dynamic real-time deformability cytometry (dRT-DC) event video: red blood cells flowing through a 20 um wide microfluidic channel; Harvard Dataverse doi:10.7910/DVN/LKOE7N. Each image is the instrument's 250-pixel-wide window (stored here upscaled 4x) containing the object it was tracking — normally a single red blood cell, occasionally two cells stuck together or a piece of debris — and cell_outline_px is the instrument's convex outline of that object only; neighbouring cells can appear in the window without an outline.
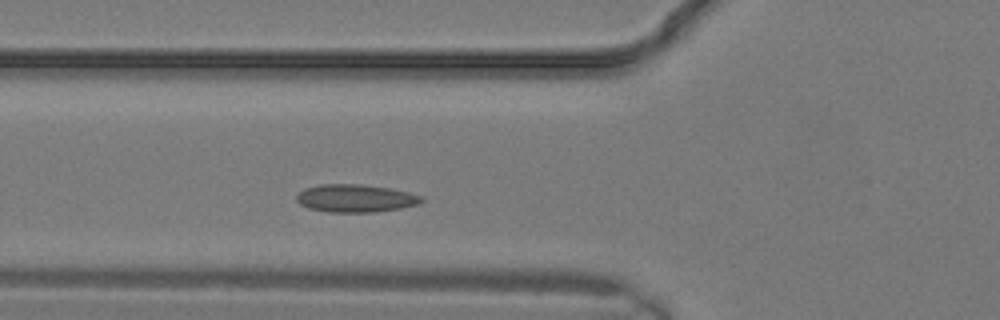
{"species": "common noctule bat (a hibernating species)", "species_latin": "Nyctalus noctula", "temperature_condition": "warm", "stored_images_in_passage": 3, "camera_frame_rate_fps": 3000, "um_per_image_px": 0.085, "animal": {"sex": "male", "body_mass_g": 19.2, "forearm_length_mm": 51.8}, "frame": {"image": 1, "passage_image": 3, "time_ms": 0.667, "image_size_px": [1000, 320], "cell_outline_px": [[424, 200], [420, 204], [400, 208], [376, 212], [328, 212], [308, 208], [300, 204], [296, 200], [296, 196], [304, 188], [320, 184], [360, 184], [388, 188], [408, 192], [420, 196]], "centroid_in_image_um": [30.19, 16.86], "position_along_channel_um": 95.6, "area_um2": 20.23}}